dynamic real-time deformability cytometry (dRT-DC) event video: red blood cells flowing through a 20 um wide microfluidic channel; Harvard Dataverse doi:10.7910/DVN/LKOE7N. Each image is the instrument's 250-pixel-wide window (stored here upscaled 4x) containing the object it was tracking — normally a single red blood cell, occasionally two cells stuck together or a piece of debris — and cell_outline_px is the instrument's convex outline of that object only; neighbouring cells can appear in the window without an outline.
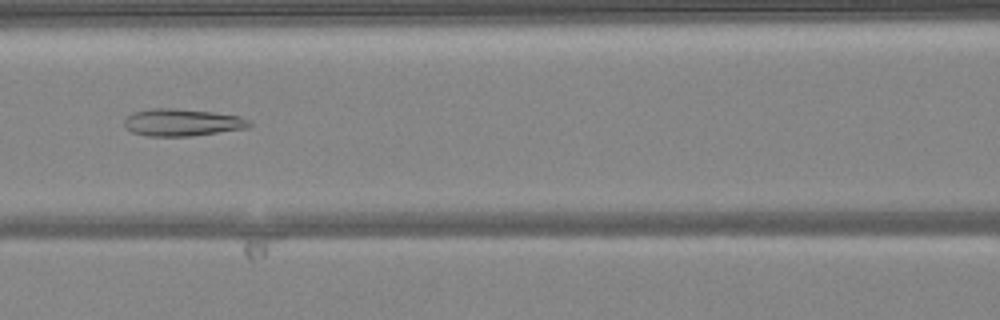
{"species": "common noctule bat (a hibernating species)", "species_latin": "Nyctalus noctula", "temperature_condition": "warm", "stored_images_in_passage": 49, "camera_frame_rate_fps": 3000, "um_per_image_px": 0.085, "animal": {"sex": "female", "body_mass_g": 24.6, "forearm_length_mm": 56.2}, "frame": {"image": 1, "passage_image": 21, "time_ms": 6.667, "image_size_px": [1000, 320], "cell_outline_px": [[252, 124], [248, 128], [192, 136], [148, 136], [132, 132], [124, 128], [124, 116], [132, 112], [152, 108], [172, 108], [212, 112], [240, 116], [252, 120]], "centroid_in_image_um": [15.47, 10.4], "position_along_channel_um": 151.1, "area_um2": 20.11}}
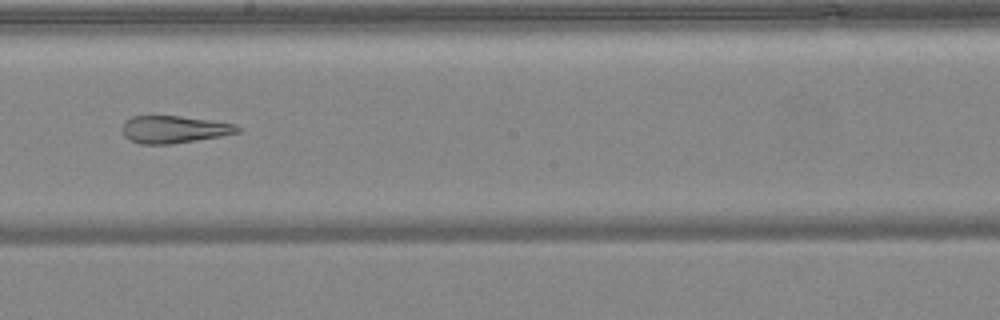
{"frame": {"image": 2, "passage_image": 27, "time_ms": 8.667, "image_size_px": [1000, 320], "cell_outline_px": [[240, 132], [220, 136], [196, 140], [168, 144], [140, 144], [128, 140], [124, 136], [120, 128], [124, 120], [132, 116], [180, 116], [236, 124], [240, 128]], "centroid_in_image_um": [14.72, 11.0], "position_along_channel_um": 233.5, "area_um2": 18.44}}
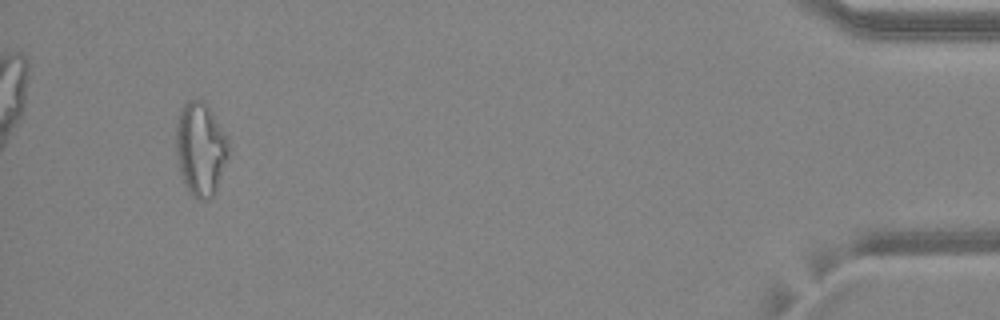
{"frame": {"image": 3, "passage_image": 46, "time_ms": 15.0, "image_size_px": [1000, 320], "cell_outline_px": [[232, 152], [216, 192], [208, 200], [200, 200], [192, 196], [184, 184], [180, 172], [176, 156], [176, 116], [180, 108], [188, 100], [204, 100], [208, 104], [228, 136], [232, 148]], "centroid_in_image_um": [17.09, 12.65], "position_along_channel_um": 418.1, "area_um2": 29.88}, "authors_computed_cell_mechanics": {"area_um2": 24.7384, "velocity_mm_per_s": 4.1301, "shape_relaxation_time_tau1_ms": null, "shape_relaxation_time_tau2_ms": 1.9148, "deformation_change_tau1": null, "deformation_change_tau2": 0.1269}}